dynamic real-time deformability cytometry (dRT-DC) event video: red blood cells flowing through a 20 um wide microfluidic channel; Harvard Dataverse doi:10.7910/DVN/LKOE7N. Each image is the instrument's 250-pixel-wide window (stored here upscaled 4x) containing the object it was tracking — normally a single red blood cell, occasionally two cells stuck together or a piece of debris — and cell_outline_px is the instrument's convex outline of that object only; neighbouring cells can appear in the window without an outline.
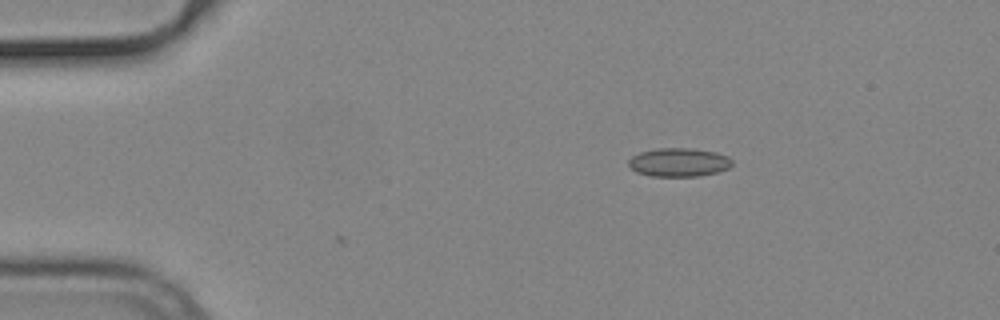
{"species": "common noctule bat (a hibernating species)", "species_latin": "Nyctalus noctula", "temperature_condition": "cold", "stored_images_in_passage": 3, "camera_frame_rate_fps": 3000, "um_per_image_px": 0.085, "animal": {"sex": "male", "body_mass_g": 19.2, "forearm_length_mm": 51.8}, "frame": {"image": 1, "passage_image": 1, "time_ms": 0.0, "image_size_px": [1000, 320], "cell_outline_px": [[732, 164], [728, 168], [716, 172], [700, 176], [652, 176], [636, 172], [628, 164], [628, 160], [632, 156], [640, 152], [656, 148], [692, 148], [716, 152], [728, 156], [732, 160]], "centroid_in_image_um": [57.7, 13.79], "position_along_channel_um": 27.3, "area_um2": 17.28}}